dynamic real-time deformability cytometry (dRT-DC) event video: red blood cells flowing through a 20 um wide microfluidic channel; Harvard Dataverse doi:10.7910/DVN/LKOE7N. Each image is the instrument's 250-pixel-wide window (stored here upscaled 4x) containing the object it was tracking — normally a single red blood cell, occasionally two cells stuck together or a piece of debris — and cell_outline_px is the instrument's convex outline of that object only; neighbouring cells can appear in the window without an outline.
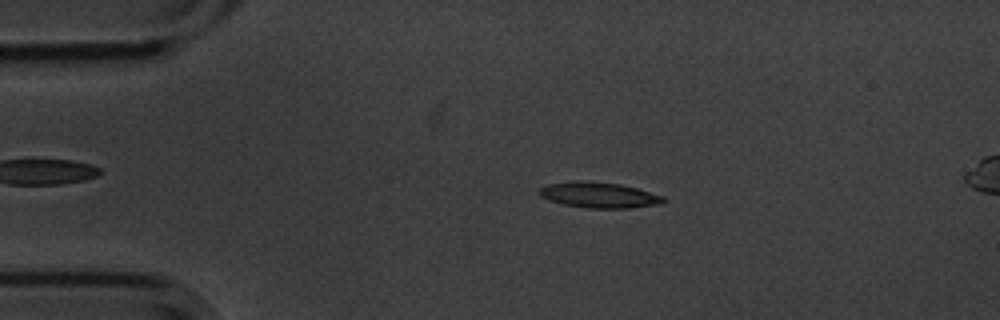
{"species": "common noctule bat (a hibernating species)", "species_latin": "Nyctalus noctula", "temperature_condition": "cold", "stored_images_in_passage": 5, "camera_frame_rate_fps": 3000, "um_per_image_px": 0.085, "animal": {"sex": "male", "body_mass_g": 20.1, "forearm_length_mm": 53.5}, "frame": {"image": 1, "passage_image": 2, "time_ms": 0.333, "image_size_px": [1000, 320], "cell_outline_px": [[668, 200], [664, 204], [628, 208], [588, 208], [564, 204], [548, 200], [540, 196], [540, 188], [544, 184], [576, 180], [584, 180], [620, 184], [636, 188], [664, 196]], "centroid_in_image_um": [50.94, 16.57], "position_along_channel_um": 34.1, "area_um2": 18.79}}
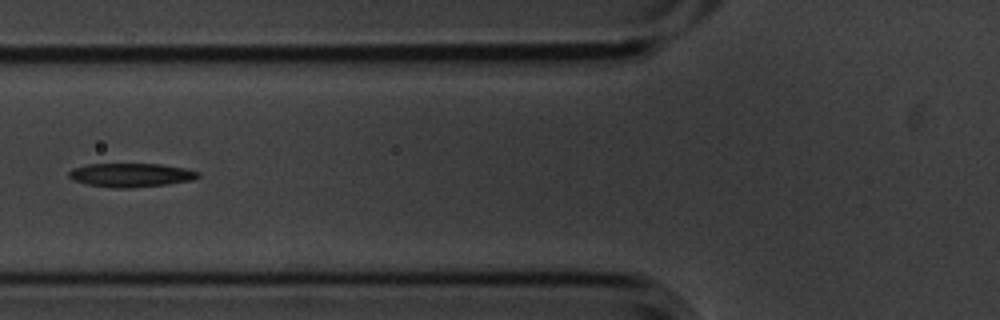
{"frame": {"image": 2, "passage_image": 5, "time_ms": 1.333, "image_size_px": [1000, 320], "cell_outline_px": [[200, 176], [192, 180], [168, 184], [132, 188], [112, 188], [88, 184], [72, 180], [68, 176], [68, 172], [72, 168], [88, 164], [160, 164], [184, 168], [200, 172]], "centroid_in_image_um": [11.12, 14.88], "position_along_channel_um": 114.7, "area_um2": 17.98}}